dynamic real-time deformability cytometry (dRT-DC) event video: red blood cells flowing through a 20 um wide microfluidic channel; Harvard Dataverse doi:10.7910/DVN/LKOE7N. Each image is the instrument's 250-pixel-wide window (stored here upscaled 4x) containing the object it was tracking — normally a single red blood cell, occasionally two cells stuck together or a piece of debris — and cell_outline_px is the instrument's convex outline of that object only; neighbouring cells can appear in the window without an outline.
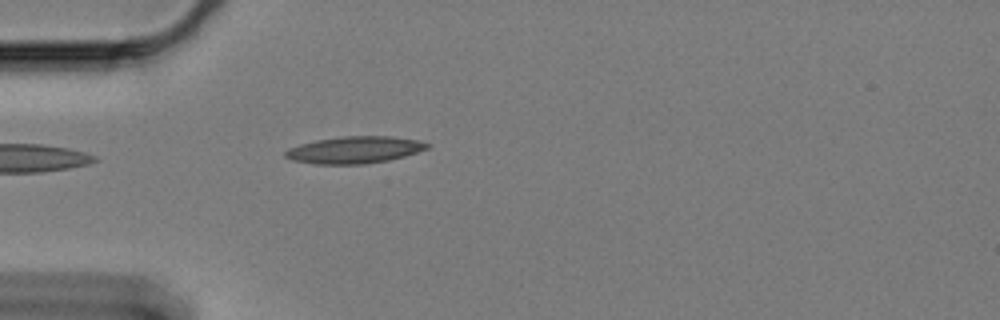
{"species": "Egyptian fruit bat (a non-hibernating species)", "species_latin": "Rousettus aegyptiacus", "temperature_condition": "cold", "stored_images_in_passage": 41, "camera_frame_rate_fps": 3000, "um_per_image_px": 0.085, "animal": {"sex": "female"}, "frame": {"image": 1, "passage_image": 1, "time_ms": 0.0, "image_size_px": [1000, 320], "cell_outline_px": [[428, 148], [404, 156], [388, 160], [364, 164], [316, 164], [292, 160], [284, 156], [284, 152], [288, 148], [300, 144], [316, 140], [344, 136], [388, 136], [416, 140], [428, 144]], "centroid_in_image_um": [30.08, 12.74], "position_along_channel_um": 54.9, "area_um2": 22.02}}
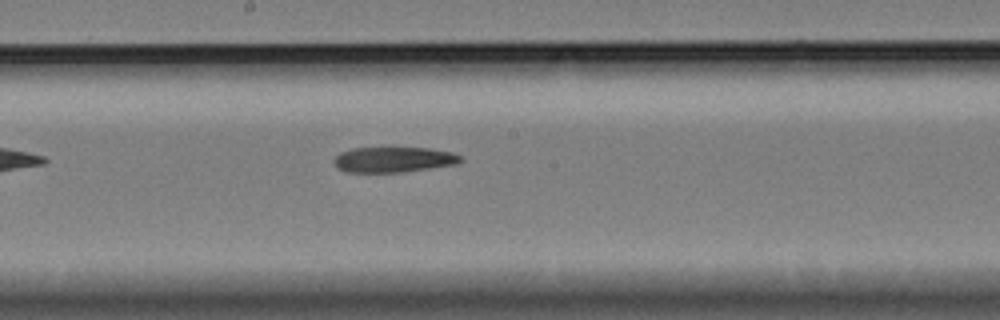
{"frame": {"image": 2, "passage_image": 16, "time_ms": 5.0, "image_size_px": [1000, 320], "cell_outline_px": [[464, 160], [456, 164], [400, 172], [348, 172], [336, 168], [336, 156], [340, 152], [352, 148], [428, 148], [452, 152], [460, 156]], "centroid_in_image_um": [33.46, 13.56], "position_along_channel_um": 214.7, "area_um2": 18.5}}
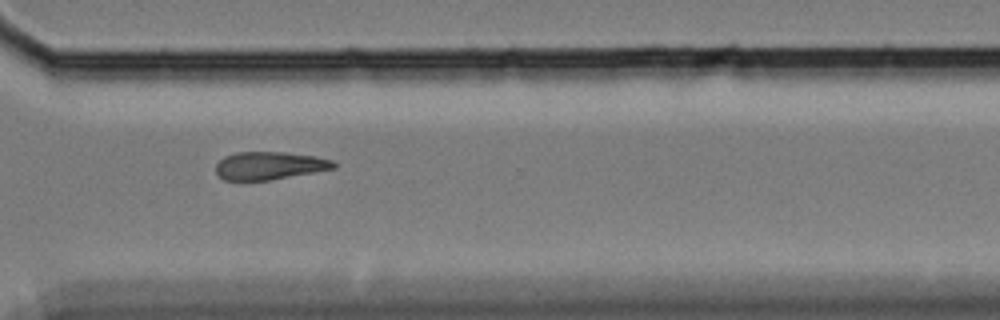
{"frame": {"image": 3, "passage_image": 28, "time_ms": 9.0, "image_size_px": [1000, 320], "cell_outline_px": [[336, 168], [268, 180], [224, 180], [216, 172], [216, 164], [224, 156], [236, 152], [284, 152], [316, 156], [332, 160], [336, 164]], "centroid_in_image_um": [22.89, 14.07], "position_along_channel_um": 347.7, "area_um2": 19.02}}